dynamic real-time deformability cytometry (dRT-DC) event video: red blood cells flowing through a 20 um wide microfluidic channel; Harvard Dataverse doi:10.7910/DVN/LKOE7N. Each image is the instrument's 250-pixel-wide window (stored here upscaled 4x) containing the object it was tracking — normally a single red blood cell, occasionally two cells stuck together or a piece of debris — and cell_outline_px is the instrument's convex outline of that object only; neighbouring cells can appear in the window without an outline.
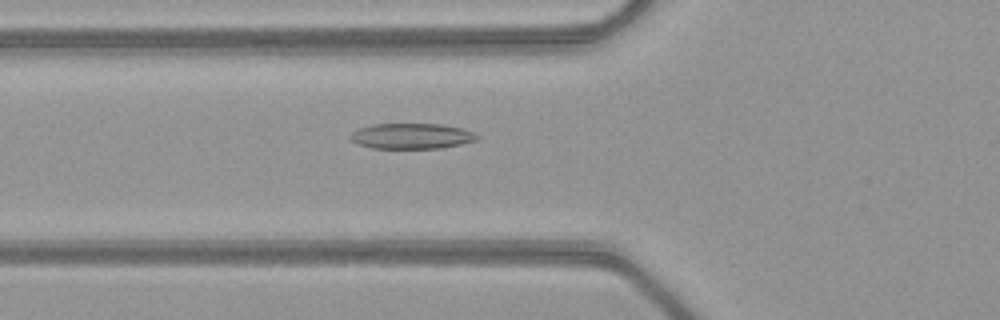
{"species": "common noctule bat (a hibernating species)", "species_latin": "Nyctalus noctula", "temperature_condition": "warm", "stored_images_in_passage": 22, "camera_frame_rate_fps": 3000, "um_per_image_px": 0.085, "animal": {"sex": "female", "body_mass_g": 21.9}, "frame": {"image": 1, "passage_image": 8, "time_ms": 2.333, "image_size_px": [1000, 320], "cell_outline_px": [[480, 136], [476, 140], [460, 144], [440, 148], [372, 148], [356, 144], [348, 136], [352, 132], [360, 128], [376, 124], [444, 124], [464, 128], [476, 132]], "centroid_in_image_um": [35.02, 11.56], "position_along_channel_um": 90.8, "area_um2": 18.96}}